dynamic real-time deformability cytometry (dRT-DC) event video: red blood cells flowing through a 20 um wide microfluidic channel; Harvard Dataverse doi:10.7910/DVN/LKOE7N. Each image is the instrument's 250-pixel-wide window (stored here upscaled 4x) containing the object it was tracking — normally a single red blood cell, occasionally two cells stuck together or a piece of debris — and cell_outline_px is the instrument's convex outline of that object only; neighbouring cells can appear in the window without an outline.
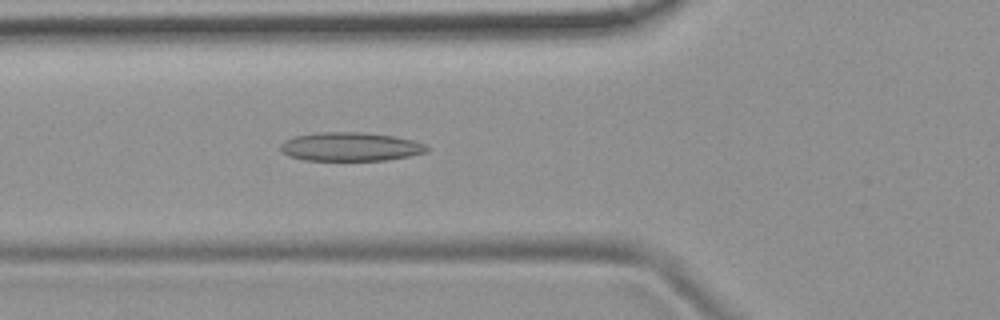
{"species": "common noctule bat (a hibernating species)", "species_latin": "Nyctalus noctula", "temperature_condition": "room temperature", "stored_images_in_passage": 45, "camera_frame_rate_fps": 3000, "um_per_image_px": 0.085, "animal": {"sex": "female", "body_mass_g": 19.9}, "frame": {"image": 1, "passage_image": 18, "time_ms": 5.667, "image_size_px": [1000, 320], "cell_outline_px": [[432, 148], [428, 152], [408, 156], [384, 160], [304, 160], [288, 156], [280, 152], [280, 144], [284, 140], [292, 136], [320, 132], [364, 132], [392, 136], [412, 140], [428, 144]], "centroid_in_image_um": [29.78, 12.47], "position_along_channel_um": 96.0, "area_um2": 24.8}}
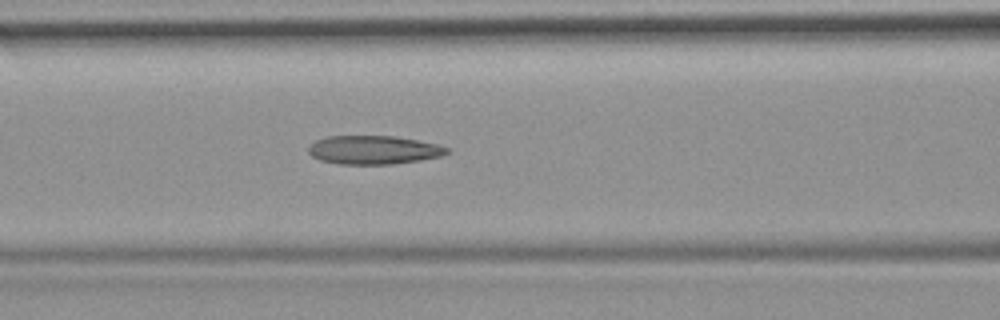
{"frame": {"image": 2, "passage_image": 21, "time_ms": 6.667, "image_size_px": [1000, 320], "cell_outline_px": [[452, 152], [440, 156], [420, 160], [388, 164], [340, 164], [320, 160], [312, 156], [308, 152], [308, 148], [316, 140], [324, 136], [396, 136], [436, 144], [448, 148]], "centroid_in_image_um": [31.74, 12.74], "position_along_channel_um": 134.9, "area_um2": 23.0}}
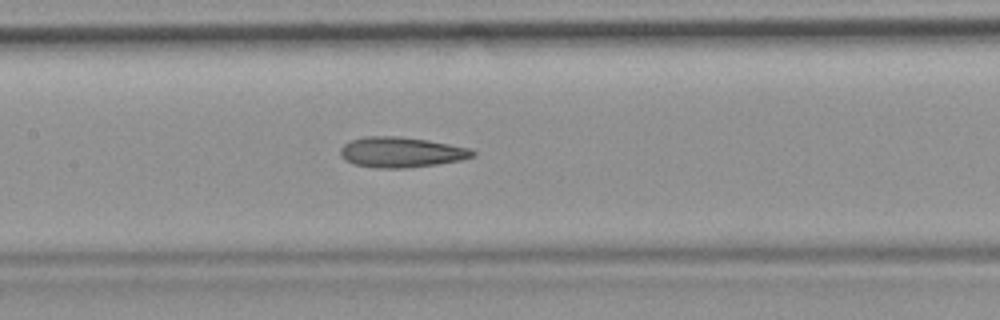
{"frame": {"image": 3, "passage_image": 24, "time_ms": 7.667, "image_size_px": [1000, 320], "cell_outline_px": [[476, 156], [460, 160], [436, 164], [404, 168], [376, 168], [356, 164], [344, 160], [340, 156], [340, 148], [344, 144], [352, 140], [364, 136], [396, 136], [428, 140], [472, 148], [476, 152]], "centroid_in_image_um": [34.11, 12.93], "position_along_channel_um": 173.3, "area_um2": 23.47}, "authors_computed_cell_mechanics": {"area_um2": 23.409, "velocity_mm_per_s": 3.8455, "shape_relaxation_time_tau1_ms": null, "shape_relaxation_time_tau2_ms": 4.2412, "deformation_change_tau1": null, "deformation_change_tau2": 0.1517}}